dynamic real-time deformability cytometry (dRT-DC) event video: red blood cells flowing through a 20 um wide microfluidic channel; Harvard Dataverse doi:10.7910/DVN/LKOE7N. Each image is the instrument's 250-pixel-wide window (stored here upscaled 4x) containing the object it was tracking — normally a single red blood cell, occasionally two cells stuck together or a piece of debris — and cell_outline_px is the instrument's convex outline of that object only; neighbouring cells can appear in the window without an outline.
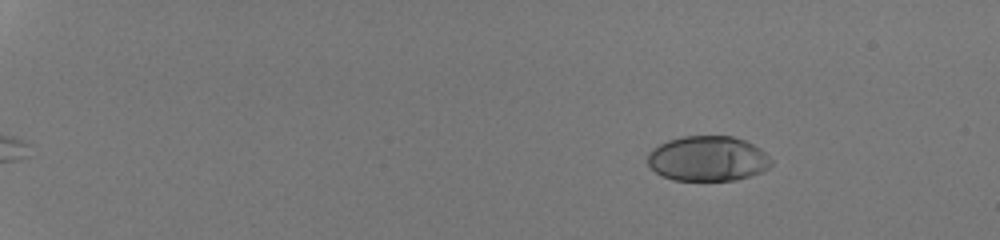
{"species": "human", "species_latin": "Homo sapiens", "temperature_condition": "room temperature", "stored_images_in_passage": 45, "camera_frame_rate_fps": 3000, "um_per_image_px": 0.085, "donor": {"sex": "male"}, "frame": {"image": 1, "passage_image": 1, "time_ms": 0.0, "image_size_px": [1000, 240], "cell_outline_px": [[772, 164], [768, 168], [760, 172], [736, 180], [672, 180], [656, 172], [648, 164], [648, 152], [652, 148], [668, 140], [684, 136], [732, 136], [744, 140], [760, 148], [772, 160]], "centroid_in_image_um": [60.15, 13.48], "position_along_channel_um": 24.8, "area_um2": 32.37}}
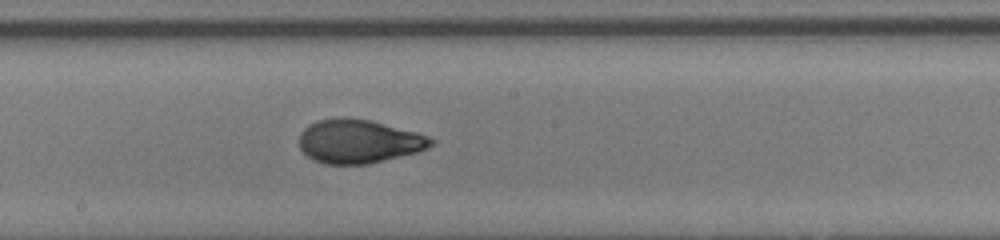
{"frame": {"image": 2, "passage_image": 26, "time_ms": 8.333, "image_size_px": [1000, 240], "cell_outline_px": [[436, 140], [428, 148], [416, 152], [368, 164], [324, 164], [312, 160], [300, 148], [300, 132], [308, 124], [316, 120], [340, 116], [344, 116], [372, 120], [416, 132], [428, 136]], "centroid_in_image_um": [30.47, 11.99], "position_along_channel_um": 217.7, "area_um2": 33.87}}
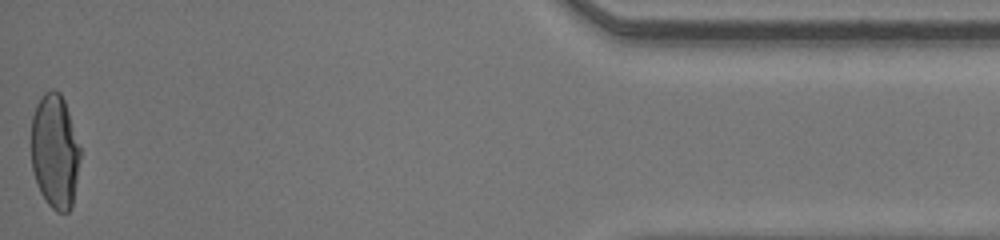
{"frame": {"image": 3, "passage_image": 45, "time_ms": 14.667, "image_size_px": [1000, 240], "cell_outline_px": [[80, 156], [72, 204], [68, 212], [56, 212], [48, 204], [40, 192], [32, 168], [32, 116], [36, 104], [40, 96], [44, 92], [52, 88], [60, 92], [64, 100], [80, 148]], "centroid_in_image_um": [4.65, 12.84], "position_along_channel_um": 430.6, "area_um2": 32.37}, "authors_computed_cell_mechanics": {"area_um2": 33.0616, "velocity_mm_per_s": 4.3101, "shape_relaxation_time_tau1_ms": 4.9682, "shape_relaxation_time_tau2_ms": null, "deformation_change_tau1": 0.2285, "deformation_change_tau2": null}}